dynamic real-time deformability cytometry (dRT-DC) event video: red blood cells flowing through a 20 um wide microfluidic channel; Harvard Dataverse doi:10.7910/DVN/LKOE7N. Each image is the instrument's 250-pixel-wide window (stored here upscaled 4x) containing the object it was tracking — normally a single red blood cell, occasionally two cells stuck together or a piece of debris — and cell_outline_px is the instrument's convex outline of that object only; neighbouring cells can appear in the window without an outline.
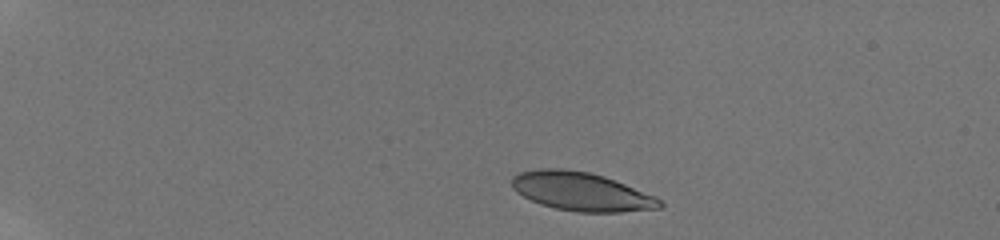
{"species": "human", "species_latin": "Homo sapiens", "temperature_condition": "room temperature", "stored_images_in_passage": 26, "camera_frame_rate_fps": 3000, "um_per_image_px": 0.085, "donor": {"sex": "male"}, "frame": {"image": 1, "passage_image": 1, "time_ms": 0.0, "image_size_px": [1000, 240], "cell_outline_px": [[664, 204], [660, 208], [620, 212], [576, 212], [556, 208], [540, 204], [516, 192], [512, 188], [512, 176], [520, 172], [540, 168], [560, 168], [588, 172], [604, 176], [656, 196]], "centroid_in_image_um": [49.41, 16.28], "position_along_channel_um": 35.6, "area_um2": 33.18}}
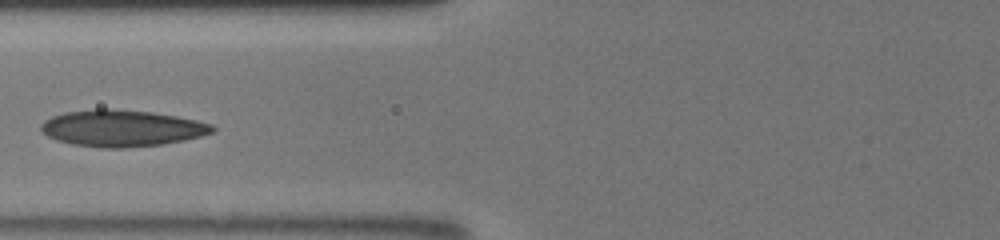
{"frame": {"image": 2, "passage_image": 10, "time_ms": 4.333, "image_size_px": [1000, 240], "cell_outline_px": [[216, 132], [184, 140], [164, 144], [124, 148], [100, 148], [72, 144], [56, 140], [48, 136], [40, 128], [40, 124], [44, 120], [52, 116], [64, 112], [96, 108], [104, 108], [152, 112], [176, 116], [196, 120], [212, 124], [216, 128]], "centroid_in_image_um": [10.35, 10.9], "position_along_channel_um": 115.4, "area_um2": 36.76}}
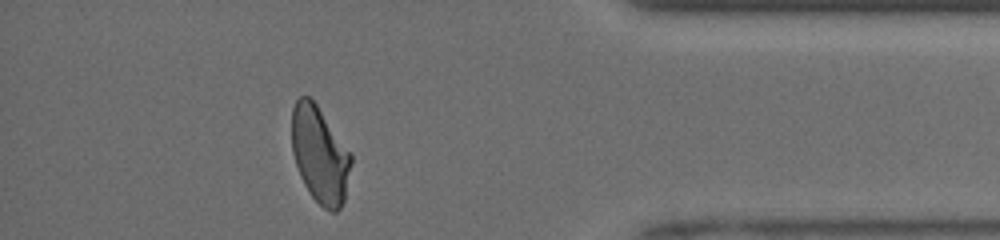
{"frame": {"image": 3, "passage_image": 22, "time_ms": 12.0, "image_size_px": [1000, 240], "cell_outline_px": [[352, 160], [344, 200], [340, 208], [336, 212], [332, 212], [324, 208], [312, 196], [304, 184], [300, 176], [292, 152], [292, 108], [296, 100], [300, 96], [308, 96], [316, 104], [352, 152]], "centroid_in_image_um": [27.19, 13.14], "position_along_channel_um": 408.0, "area_um2": 33.35}, "authors_computed_cell_mechanics": {"area_um2": 34.2465, "velocity_mm_per_s": 4.1207, "shape_relaxation_time_tau1_ms": 4.3669, "shape_relaxation_time_tau2_ms": 0.9551, "deformation_change_tau1": 0.1346, "deformation_change_tau2": 0.0666}}